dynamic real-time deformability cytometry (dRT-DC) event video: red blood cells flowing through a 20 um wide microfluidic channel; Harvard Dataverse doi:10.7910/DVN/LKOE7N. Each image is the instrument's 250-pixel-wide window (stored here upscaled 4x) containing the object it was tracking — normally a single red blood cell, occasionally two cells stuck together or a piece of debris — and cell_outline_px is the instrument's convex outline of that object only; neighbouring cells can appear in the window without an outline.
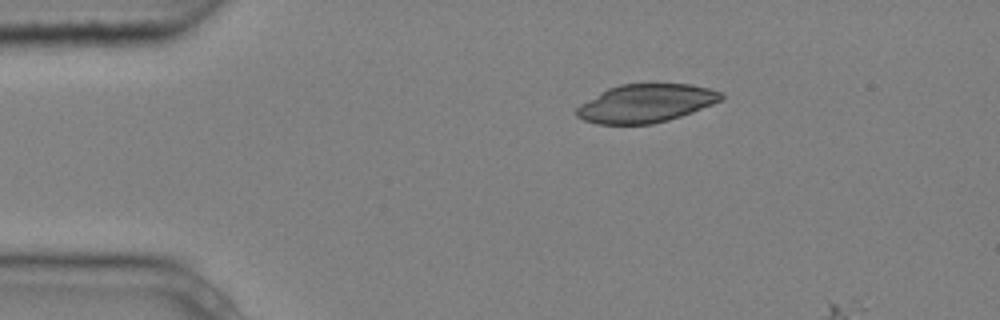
{"species": "common noctule bat (a hibernating species)", "species_latin": "Nyctalus noctula", "temperature_condition": "cold", "stored_images_in_passage": 3, "camera_frame_rate_fps": 3000, "um_per_image_px": 0.085, "animal": {"sex": "male", "body_mass_g": 20.4}, "frame": {"image": 1, "passage_image": 3, "time_ms": 0.667, "image_size_px": [1000, 320], "cell_outline_px": [[724, 96], [720, 100], [712, 104], [692, 112], [668, 120], [652, 124], [596, 124], [584, 120], [576, 116], [576, 108], [580, 104], [600, 92], [608, 88], [620, 84], [692, 84], [708, 88], [720, 92]], "centroid_in_image_um": [54.86, 8.78], "position_along_channel_um": 30.1, "area_um2": 32.08}}